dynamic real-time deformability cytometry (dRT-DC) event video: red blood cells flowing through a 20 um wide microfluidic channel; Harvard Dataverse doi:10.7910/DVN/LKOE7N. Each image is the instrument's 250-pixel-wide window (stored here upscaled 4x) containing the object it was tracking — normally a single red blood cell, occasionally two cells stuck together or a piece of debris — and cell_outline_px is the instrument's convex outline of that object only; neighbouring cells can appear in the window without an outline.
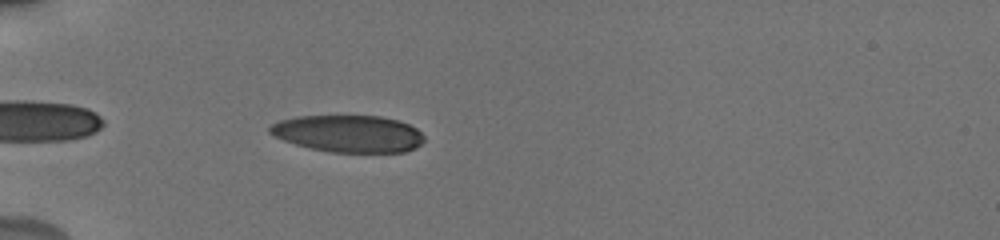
{"species": "human", "species_latin": "Homo sapiens", "temperature_condition": "cold", "stored_images_in_passage": 36, "camera_frame_rate_fps": 3000, "um_per_image_px": 0.085, "donor": {"sex": "male"}, "frame": {"image": 1, "passage_image": 4, "time_ms": 0.667, "image_size_px": [1000, 240], "cell_outline_px": [[424, 140], [416, 148], [404, 152], [328, 152], [296, 144], [284, 140], [268, 132], [268, 128], [272, 124], [280, 120], [296, 116], [380, 116], [396, 120], [408, 124], [416, 128], [424, 136]], "centroid_in_image_um": [29.62, 11.36], "position_along_channel_um": 55.4, "area_um2": 33.18}}
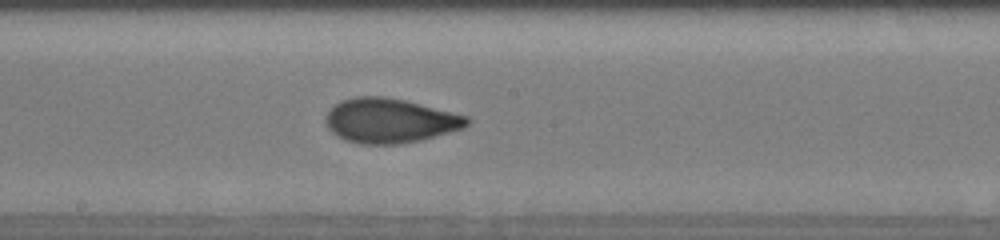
{"frame": {"image": 2, "passage_image": 17, "time_ms": 5.333, "image_size_px": [1000, 240], "cell_outline_px": [[472, 120], [464, 128], [420, 140], [396, 144], [360, 144], [344, 140], [332, 132], [328, 128], [324, 120], [328, 112], [340, 100], [356, 96], [384, 96], [404, 100], [468, 116]], "centroid_in_image_um": [33.13, 10.25], "position_along_channel_um": 215.1, "area_um2": 36.59}}
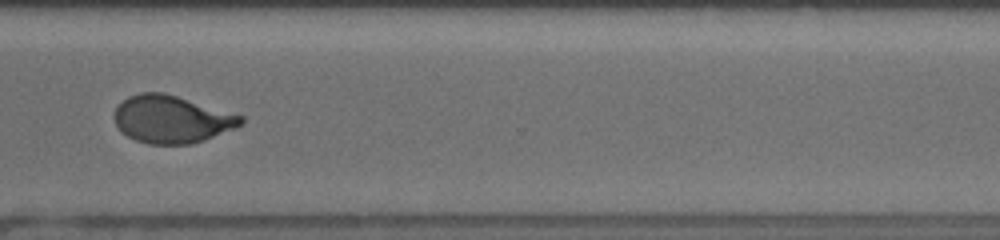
{"frame": {"image": 3, "passage_image": 27, "time_ms": 9.0, "image_size_px": [1000, 240], "cell_outline_px": [[244, 120], [236, 128], [204, 140], [192, 144], [148, 144], [136, 140], [128, 136], [116, 124], [116, 108], [128, 96], [140, 92], [164, 92], [244, 116]], "centroid_in_image_um": [14.62, 10.13], "position_along_channel_um": 356.0, "area_um2": 34.74}, "authors_computed_cell_mechanics": {"area_um2": 34.7956, "velocity_mm_per_s": 3.85, "shape_relaxation_time_tau1_ms": 5.5698, "shape_relaxation_time_tau2_ms": 1.1899, "deformation_change_tau1": 0.186, "deformation_change_tau2": 0.0694}}